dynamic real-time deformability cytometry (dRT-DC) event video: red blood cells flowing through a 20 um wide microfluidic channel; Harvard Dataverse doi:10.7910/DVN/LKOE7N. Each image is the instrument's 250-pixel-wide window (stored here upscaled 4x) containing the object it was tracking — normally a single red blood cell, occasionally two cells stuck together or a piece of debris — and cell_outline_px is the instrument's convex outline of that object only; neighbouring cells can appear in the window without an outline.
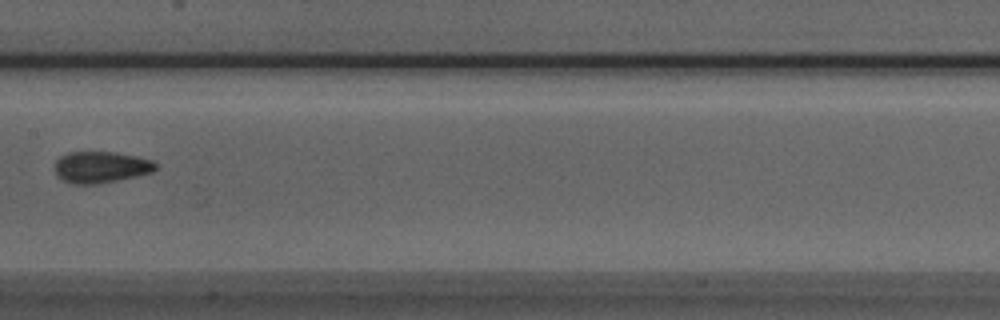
{"species": "Egyptian fruit bat (a non-hibernating species)", "species_latin": "Rousettus aegyptiacus", "temperature_condition": "room temperature", "stored_images_in_passage": 7, "camera_frame_rate_fps": 3000, "um_per_image_px": 0.085, "animal": {"sex": "male"}, "frame": {"image": 1, "passage_image": 7, "time_ms": 2.0, "image_size_px": [1000, 320], "cell_outline_px": [[156, 168], [152, 172], [136, 176], [96, 184], [76, 184], [64, 180], [56, 176], [56, 160], [60, 156], [68, 152], [116, 152], [136, 156], [152, 160], [156, 164]], "centroid_in_image_um": [8.57, 14.19], "position_along_channel_um": 198.8, "area_um2": 18.32}}